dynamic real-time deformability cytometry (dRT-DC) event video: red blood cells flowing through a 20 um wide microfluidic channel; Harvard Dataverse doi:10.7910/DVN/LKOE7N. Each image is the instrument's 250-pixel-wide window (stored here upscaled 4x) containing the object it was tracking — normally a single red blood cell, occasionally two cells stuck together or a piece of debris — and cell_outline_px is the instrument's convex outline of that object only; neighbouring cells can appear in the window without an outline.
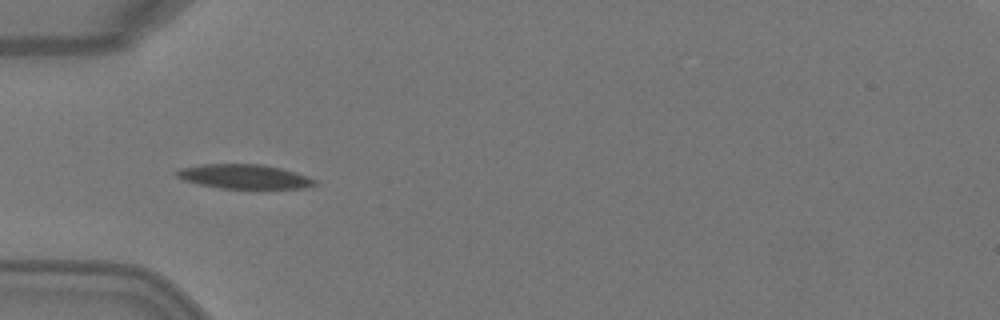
{"species": "Egyptian fruit bat (a non-hibernating species)", "species_latin": "Rousettus aegyptiacus", "temperature_condition": "warm", "stored_images_in_passage": 8, "camera_frame_rate_fps": 3000, "um_per_image_px": 0.085, "animal": {"sex": "female"}, "frame": {"image": 1, "passage_image": 5, "time_ms": 1.333, "image_size_px": [1000, 320], "cell_outline_px": [[316, 184], [304, 188], [220, 188], [200, 184], [184, 180], [176, 176], [172, 172], [180, 168], [204, 164], [260, 164], [280, 168], [316, 180]], "centroid_in_image_um": [20.68, 15.0], "position_along_channel_um": 64.3, "area_um2": 19.25}}
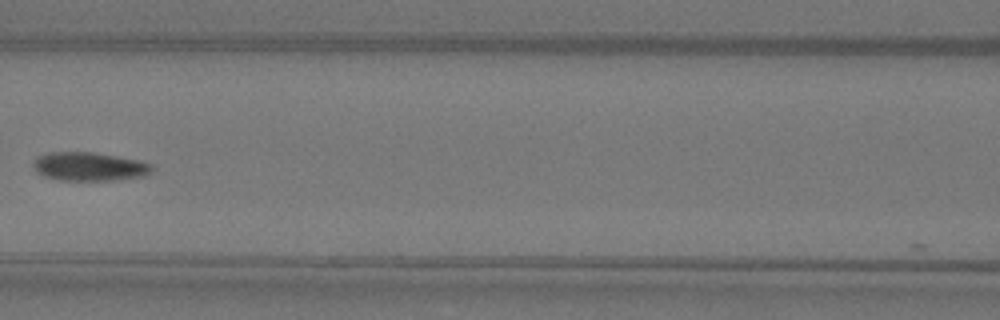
{"frame": {"image": 2, "passage_image": 7, "time_ms": 2.0, "image_size_px": [1000, 320], "cell_outline_px": [[152, 172], [144, 176], [116, 180], [56, 180], [44, 176], [36, 172], [32, 164], [36, 156], [48, 152], [92, 152], [116, 156], [136, 160], [152, 164]], "centroid_in_image_um": [7.54, 14.16], "position_along_channel_um": 159.1, "area_um2": 19.88}}
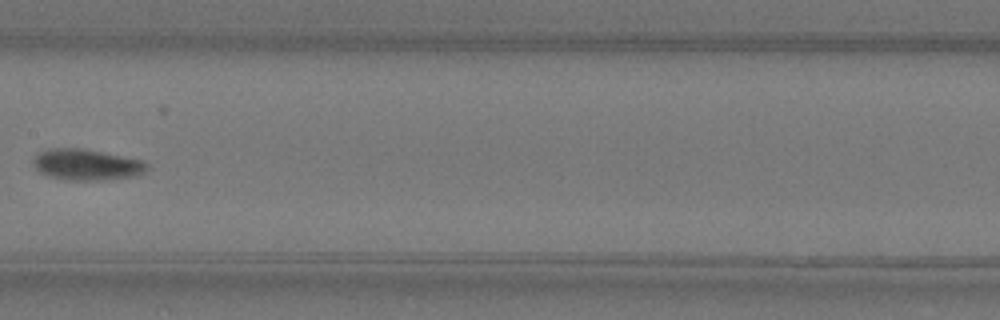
{"frame": {"image": 3, "passage_image": 8, "time_ms": 2.333, "image_size_px": [1000, 320], "cell_outline_px": [[148, 168], [144, 172], [136, 176], [104, 180], [64, 180], [48, 176], [40, 172], [32, 164], [32, 160], [40, 152], [48, 148], [84, 148], [144, 160], [148, 164]], "centroid_in_image_um": [7.37, 13.99], "position_along_channel_um": 200.0, "area_um2": 20.87}}